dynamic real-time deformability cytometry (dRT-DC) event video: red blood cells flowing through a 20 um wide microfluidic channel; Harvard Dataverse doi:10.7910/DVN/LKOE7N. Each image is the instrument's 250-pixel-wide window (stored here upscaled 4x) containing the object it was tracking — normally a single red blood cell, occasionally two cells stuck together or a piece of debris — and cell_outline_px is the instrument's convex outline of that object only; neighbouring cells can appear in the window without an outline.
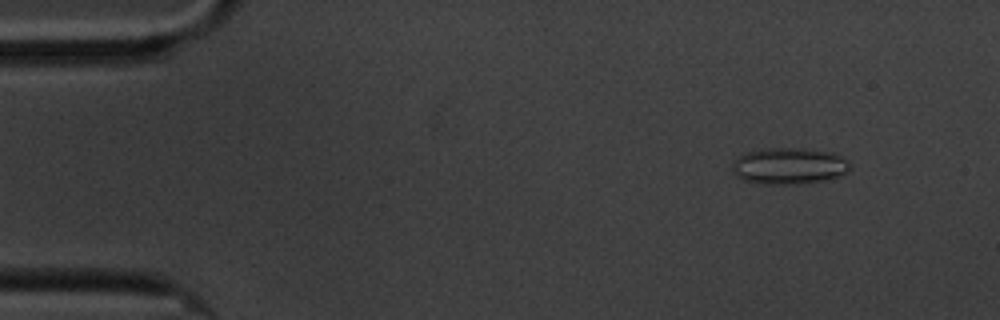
{"species": "common noctule bat (a hibernating species)", "species_latin": "Nyctalus noctula", "temperature_condition": "cold", "stored_images_in_passage": 12, "camera_frame_rate_fps": 3000, "um_per_image_px": 0.085, "animal": {"sex": "male", "body_mass_g": 20.1, "forearm_length_mm": 53.5}, "frame": {"image": 1, "passage_image": 6, "time_ms": 1.667, "image_size_px": [1000, 320], "cell_outline_px": [[852, 168], [828, 180], [788, 184], [756, 184], [744, 180], [732, 172], [732, 164], [744, 152], [768, 148], [804, 148], [832, 152], [848, 160], [852, 164]], "centroid_in_image_um": [67.07, 14.1], "position_along_channel_um": 17.9, "area_um2": 25.09}}